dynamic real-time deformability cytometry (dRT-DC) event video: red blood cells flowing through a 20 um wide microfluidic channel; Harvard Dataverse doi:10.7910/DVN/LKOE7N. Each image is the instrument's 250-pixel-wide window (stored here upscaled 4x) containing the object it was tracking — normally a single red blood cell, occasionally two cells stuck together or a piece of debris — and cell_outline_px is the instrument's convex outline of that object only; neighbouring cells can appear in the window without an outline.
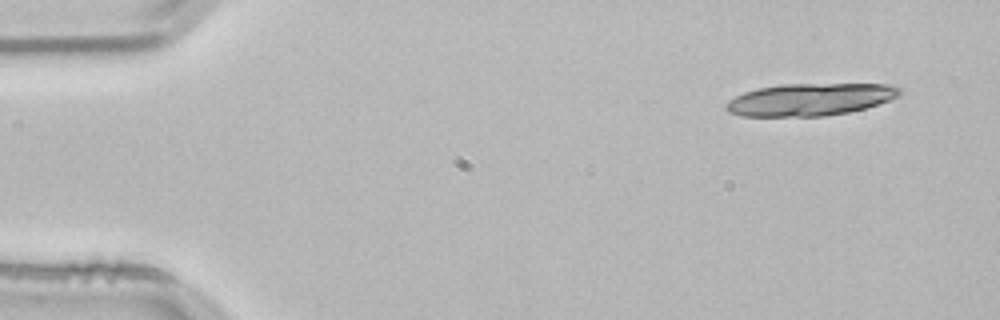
{"species": "common noctule bat (a hibernating species)", "species_latin": "Nyctalus noctula", "temperature_condition": "room temperature", "stored_images_in_passage": 14, "camera_frame_rate_fps": 3000, "um_per_image_px": 0.085, "animal": {"sex": "male", "body_mass_g": 21.5, "forearm_length_mm": 52.0}, "frame": {"image": 1, "passage_image": 1, "time_ms": 0.0, "image_size_px": [1000, 320], "cell_outline_px": [[904, 88], [896, 96], [888, 100], [864, 108], [848, 112], [824, 116], [740, 116], [728, 112], [724, 108], [724, 104], [728, 100], [744, 92], [760, 88], [784, 84], [892, 84]], "centroid_in_image_um": [68.82, 8.45], "position_along_channel_um": 16.2, "area_um2": 32.6}}